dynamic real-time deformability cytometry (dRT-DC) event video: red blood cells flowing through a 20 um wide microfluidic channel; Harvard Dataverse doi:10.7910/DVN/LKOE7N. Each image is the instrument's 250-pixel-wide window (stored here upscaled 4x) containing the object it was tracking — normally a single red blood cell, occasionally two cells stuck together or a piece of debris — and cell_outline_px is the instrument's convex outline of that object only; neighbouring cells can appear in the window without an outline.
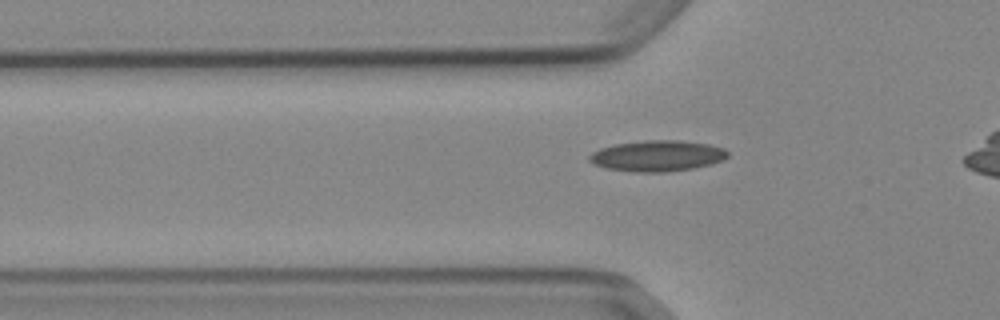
{"species": "Egyptian fruit bat (a non-hibernating species)", "species_latin": "Rousettus aegyptiacus", "temperature_condition": "cold", "stored_images_in_passage": 37, "camera_frame_rate_fps": 3000, "um_per_image_px": 0.085, "animal": {"sex": "female"}, "frame": {"image": 1, "passage_image": 9, "time_ms": 2.667, "image_size_px": [1000, 320], "cell_outline_px": [[728, 156], [724, 160], [712, 164], [692, 168], [664, 172], [636, 172], [604, 168], [588, 160], [588, 156], [592, 152], [600, 148], [616, 144], [644, 140], [680, 140], [708, 144], [724, 148], [728, 152]], "centroid_in_image_um": [55.88, 13.24], "position_along_channel_um": 69.9, "area_um2": 24.97}}
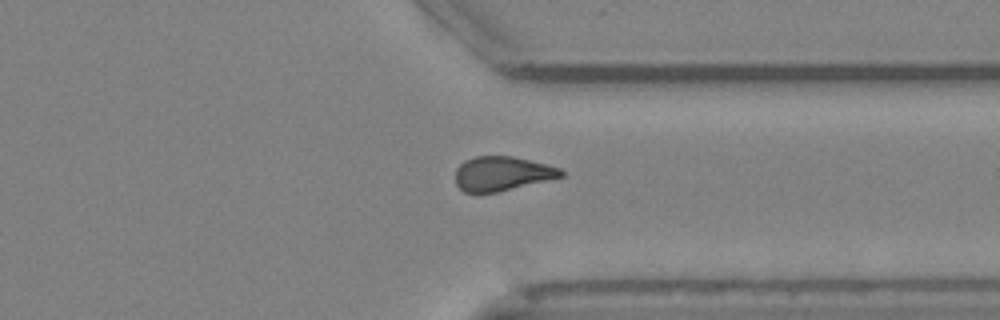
{"frame": {"image": 2, "passage_image": 32, "time_ms": 10.333, "image_size_px": [1000, 320], "cell_outline_px": [[564, 176], [548, 180], [496, 192], [464, 192], [456, 184], [456, 168], [464, 160], [476, 156], [512, 156], [560, 168], [564, 172]], "centroid_in_image_um": [42.65, 14.75], "position_along_channel_um": 368.7, "area_um2": 20.87}}